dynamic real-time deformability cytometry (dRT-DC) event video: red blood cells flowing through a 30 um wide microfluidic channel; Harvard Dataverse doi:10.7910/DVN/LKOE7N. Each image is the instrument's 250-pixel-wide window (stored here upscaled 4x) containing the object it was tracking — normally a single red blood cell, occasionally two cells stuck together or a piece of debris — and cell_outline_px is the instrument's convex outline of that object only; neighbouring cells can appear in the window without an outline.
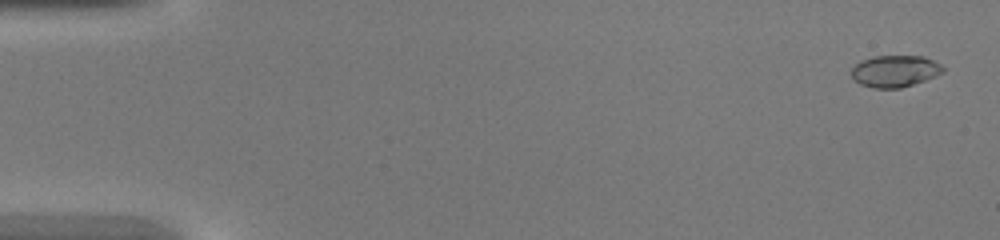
{"species": "common noctule bat (a hibernating species)", "species_latin": "Nyctalus noctula", "temperature_condition": "warm", "stored_images_in_passage": 45, "camera_frame_rate_fps": 3000, "um_per_image_px": 0.085, "animal": {"sex": "female", "body_mass_g": 20.0, "forearm_length_mm": 54.0}, "frame": {"image": 1, "passage_image": 2, "time_ms": 0.333, "image_size_px": [1000, 240], "cell_outline_px": [[944, 72], [936, 76], [900, 88], [872, 88], [860, 84], [848, 72], [860, 60], [872, 56], [924, 56], [940, 64], [944, 68]], "centroid_in_image_um": [76.04, 6.04], "position_along_channel_um": 9.0, "area_um2": 16.99}}
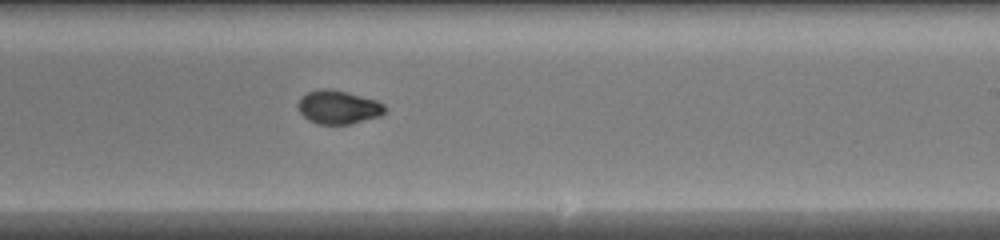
{"frame": {"image": 2, "passage_image": 28, "time_ms": 9.0, "image_size_px": [1000, 240], "cell_outline_px": [[388, 108], [380, 116], [348, 124], [320, 124], [308, 120], [300, 112], [296, 104], [300, 96], [308, 92], [320, 88], [328, 88], [348, 92], [376, 100], [384, 104]], "centroid_in_image_um": [28.74, 9.09], "position_along_channel_um": 260.3, "area_um2": 17.11}}
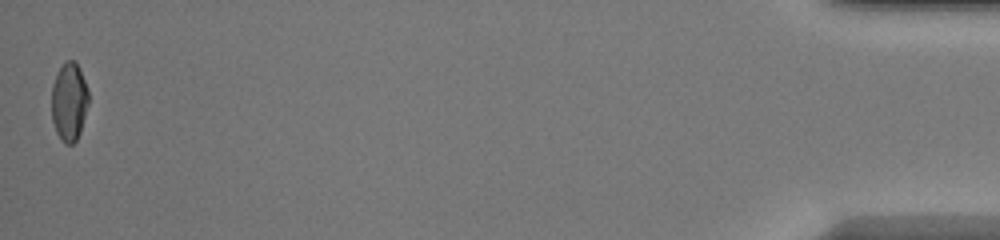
{"frame": {"image": 3, "passage_image": 45, "time_ms": 14.667, "image_size_px": [1000, 240], "cell_outline_px": [[88, 104], [80, 132], [76, 140], [72, 144], [64, 144], [60, 140], [56, 132], [52, 120], [52, 84], [64, 60], [76, 60], [80, 68], [88, 92]], "centroid_in_image_um": [5.87, 8.64], "position_along_channel_um": 429.3, "area_um2": 16.94}}